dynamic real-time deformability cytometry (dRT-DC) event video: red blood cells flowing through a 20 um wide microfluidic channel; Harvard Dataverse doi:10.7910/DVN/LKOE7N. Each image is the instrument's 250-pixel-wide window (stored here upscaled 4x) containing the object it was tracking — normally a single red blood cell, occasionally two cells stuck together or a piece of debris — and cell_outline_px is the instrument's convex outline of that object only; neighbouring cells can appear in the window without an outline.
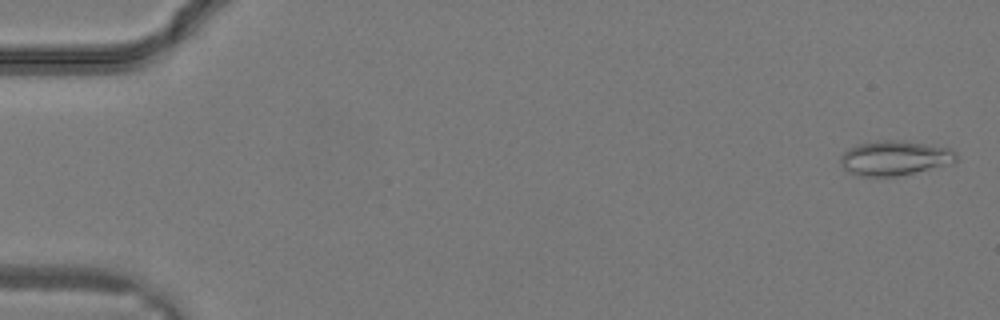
{"species": "common noctule bat (a hibernating species)", "species_latin": "Nyctalus noctula", "temperature_condition": "warm", "stored_images_in_passage": 12, "camera_frame_rate_fps": 3000, "um_per_image_px": 0.085, "animal": {"sex": "male", "body_mass_g": 19.2, "forearm_length_mm": 51.8}, "frame": {"image": 1, "passage_image": 1, "time_ms": 0.0, "image_size_px": [1000, 320], "cell_outline_px": [[956, 164], [896, 176], [860, 176], [848, 172], [840, 164], [840, 156], [848, 148], [856, 144], [876, 140], [904, 140], [952, 148], [956, 152]], "centroid_in_image_um": [76.08, 13.42], "position_along_channel_um": 8.9, "area_um2": 23.93}}
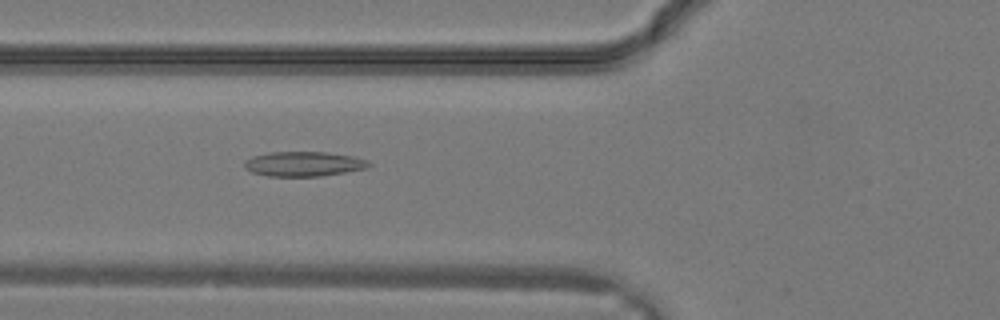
{"frame": {"image": 2, "passage_image": 12, "time_ms": 3.667, "image_size_px": [1000, 320], "cell_outline_px": [[372, 164], [368, 168], [320, 176], [268, 176], [252, 172], [244, 168], [244, 160], [252, 156], [268, 152], [324, 152], [352, 156], [368, 160]], "centroid_in_image_um": [25.79, 13.93], "position_along_channel_um": 100.0, "area_um2": 17.98}}